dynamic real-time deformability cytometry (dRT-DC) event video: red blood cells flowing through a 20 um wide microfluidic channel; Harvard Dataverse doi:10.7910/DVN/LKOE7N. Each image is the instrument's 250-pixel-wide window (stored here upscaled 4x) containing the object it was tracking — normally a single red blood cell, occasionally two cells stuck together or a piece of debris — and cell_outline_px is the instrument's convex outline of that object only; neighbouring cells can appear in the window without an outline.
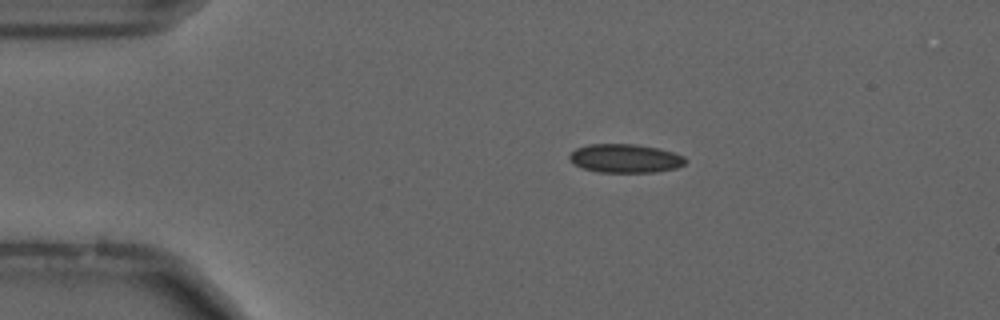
{"species": "common noctule bat (a hibernating species)", "species_latin": "Nyctalus noctula", "temperature_condition": "cold", "stored_images_in_passage": 19, "camera_frame_rate_fps": 3000, "um_per_image_px": 0.085, "animal": {"sex": "male", "forearm_length_mm": 52.5}, "frame": {"image": 1, "passage_image": 11, "time_ms": 3.333, "image_size_px": [1000, 320], "cell_outline_px": [[684, 164], [676, 168], [656, 172], [600, 172], [584, 168], [572, 164], [568, 156], [576, 148], [588, 144], [636, 144], [656, 148], [672, 152], [684, 156]], "centroid_in_image_um": [53.1, 13.46], "position_along_channel_um": 31.9, "area_um2": 19.25}}
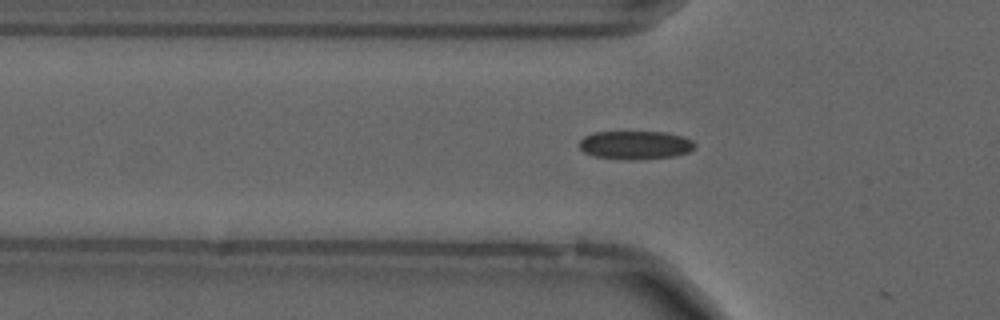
{"frame": {"image": 2, "passage_image": 18, "time_ms": 5.667, "image_size_px": [1000, 320], "cell_outline_px": [[696, 148], [688, 152], [676, 156], [628, 160], [624, 160], [592, 156], [584, 152], [580, 148], [580, 140], [584, 136], [592, 132], [664, 132], [684, 136], [692, 140], [696, 144]], "centroid_in_image_um": [54.01, 12.33], "position_along_channel_um": 71.8, "area_um2": 19.36}}